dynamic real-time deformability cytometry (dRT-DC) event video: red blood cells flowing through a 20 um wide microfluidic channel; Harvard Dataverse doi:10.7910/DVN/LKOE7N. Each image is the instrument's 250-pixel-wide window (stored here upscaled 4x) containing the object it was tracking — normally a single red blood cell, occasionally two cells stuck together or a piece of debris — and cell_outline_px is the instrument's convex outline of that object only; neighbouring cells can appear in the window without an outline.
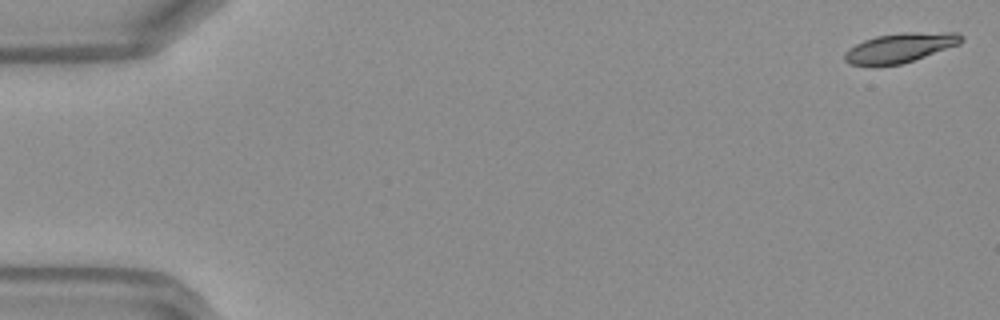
{"species": "Egyptian fruit bat (a non-hibernating species)", "species_latin": "Rousettus aegyptiacus", "temperature_condition": "warm", "stored_images_in_passage": 49, "camera_frame_rate_fps": 3000, "um_per_image_px": 0.085, "frame": {"image": 1, "passage_image": 1, "time_ms": 0.0, "image_size_px": [1000, 320], "cell_outline_px": [[964, 40], [960, 44], [900, 64], [872, 68], [848, 64], [844, 60], [844, 52], [848, 48], [864, 40], [876, 36], [904, 32], [960, 32], [964, 36]], "centroid_in_image_um": [76.46, 4.08], "position_along_channel_um": 8.5, "area_um2": 20.58}}
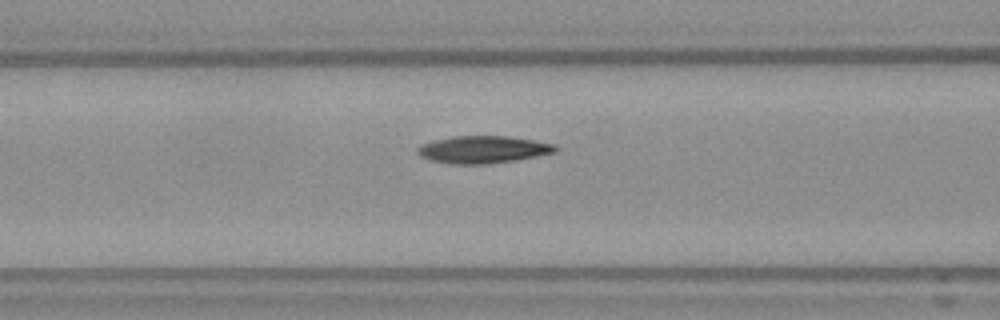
{"frame": {"image": 2, "passage_image": 20, "time_ms": 6.333, "image_size_px": [1000, 320], "cell_outline_px": [[560, 148], [556, 152], [516, 160], [488, 164], [452, 164], [432, 160], [420, 156], [416, 152], [416, 148], [420, 144], [432, 140], [452, 136], [508, 136], [556, 144]], "centroid_in_image_um": [41.05, 12.7], "position_along_channel_um": 125.6, "area_um2": 22.14}}
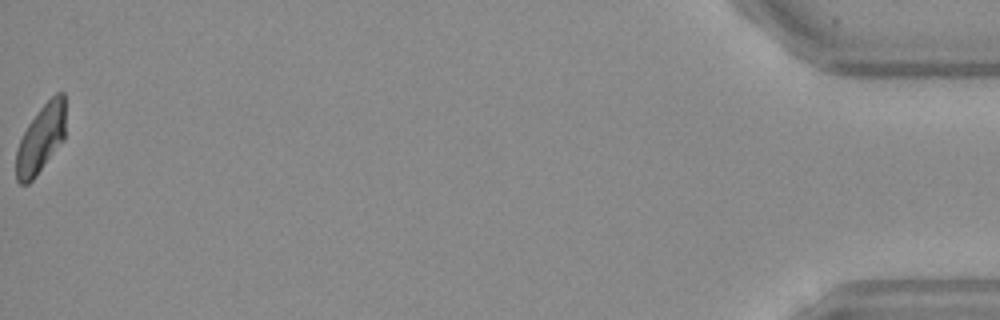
{"frame": {"image": 3, "passage_image": 49, "time_ms": 16.0, "image_size_px": [1000, 320], "cell_outline_px": [[64, 140], [36, 176], [28, 184], [20, 184], [16, 180], [16, 152], [20, 140], [28, 124], [40, 108], [56, 92], [64, 92]], "centroid_in_image_um": [3.46, 11.82], "position_along_channel_um": 431.7, "area_um2": 19.48}, "authors_computed_cell_mechanics": {"area_um2": 21.2704, "velocity_mm_per_s": 4.1772, "shape_relaxation_time_tau1_ms": 4.4745, "shape_relaxation_time_tau2_ms": null, "deformation_change_tau1": 0.1811, "deformation_change_tau2": null}}